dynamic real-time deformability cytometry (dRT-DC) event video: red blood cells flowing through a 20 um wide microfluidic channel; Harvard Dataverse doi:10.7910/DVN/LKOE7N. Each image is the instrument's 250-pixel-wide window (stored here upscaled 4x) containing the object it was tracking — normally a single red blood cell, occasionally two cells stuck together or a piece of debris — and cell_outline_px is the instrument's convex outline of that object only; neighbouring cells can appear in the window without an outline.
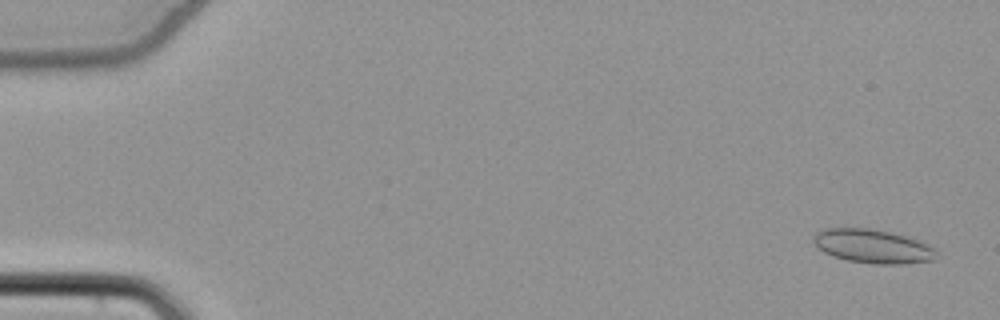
{"species": "common noctule bat (a hibernating species)", "species_latin": "Nyctalus noctula", "temperature_condition": "cold", "stored_images_in_passage": 55, "camera_frame_rate_fps": 3000, "um_per_image_px": 0.085, "animal": {"sex": "female", "body_mass_g": 22.7, "forearm_length_mm": 54.2}, "frame": {"image": 1, "passage_image": 3, "time_ms": 0.667, "image_size_px": [1000, 320], "cell_outline_px": [[936, 260], [904, 264], [876, 264], [848, 260], [832, 256], [816, 248], [812, 240], [812, 236], [816, 232], [824, 228], [868, 228], [888, 232], [904, 236], [916, 240], [932, 248], [936, 252]], "centroid_in_image_um": [74.11, 20.94], "position_along_channel_um": 10.9, "area_um2": 24.1}}
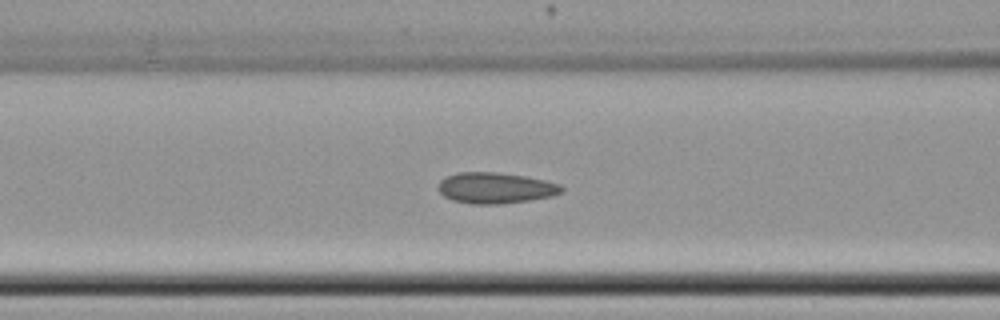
{"frame": {"image": 2, "passage_image": 24, "time_ms": 7.667, "image_size_px": [1000, 320], "cell_outline_px": [[564, 192], [552, 196], [528, 200], [500, 204], [472, 204], [452, 200], [444, 196], [436, 188], [440, 180], [444, 176], [456, 172], [496, 172], [524, 176], [544, 180], [560, 184], [564, 188]], "centroid_in_image_um": [42.08, 15.97], "position_along_channel_um": 124.5, "area_um2": 22.43}}
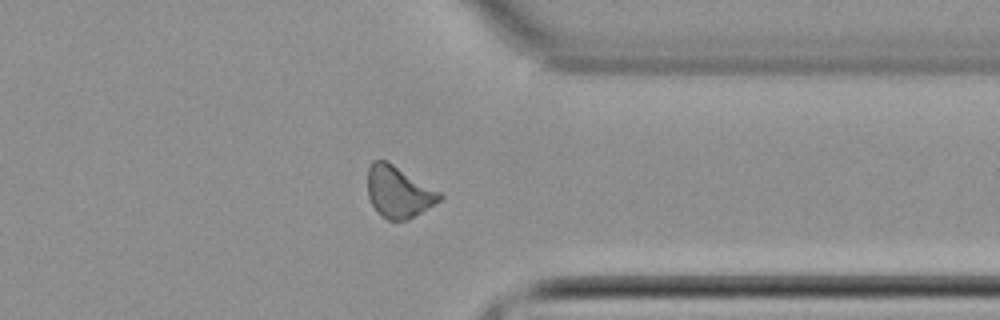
{"frame": {"image": 3, "passage_image": 44, "time_ms": 14.333, "image_size_px": [1000, 320], "cell_outline_px": [[444, 196], [440, 200], [408, 220], [388, 220], [380, 216], [376, 212], [368, 196], [368, 168], [372, 160], [384, 160], [392, 164], [440, 192]], "centroid_in_image_um": [33.84, 16.33], "position_along_channel_um": 377.6, "area_um2": 21.33}, "authors_computed_cell_mechanics": {"area_um2": 21.675, "velocity_mm_per_s": 3.8588, "shape_relaxation_time_tau1_ms": null, "shape_relaxation_time_tau2_ms": 1.4674, "deformation_change_tau1": null, "deformation_change_tau2": 0.0713}}